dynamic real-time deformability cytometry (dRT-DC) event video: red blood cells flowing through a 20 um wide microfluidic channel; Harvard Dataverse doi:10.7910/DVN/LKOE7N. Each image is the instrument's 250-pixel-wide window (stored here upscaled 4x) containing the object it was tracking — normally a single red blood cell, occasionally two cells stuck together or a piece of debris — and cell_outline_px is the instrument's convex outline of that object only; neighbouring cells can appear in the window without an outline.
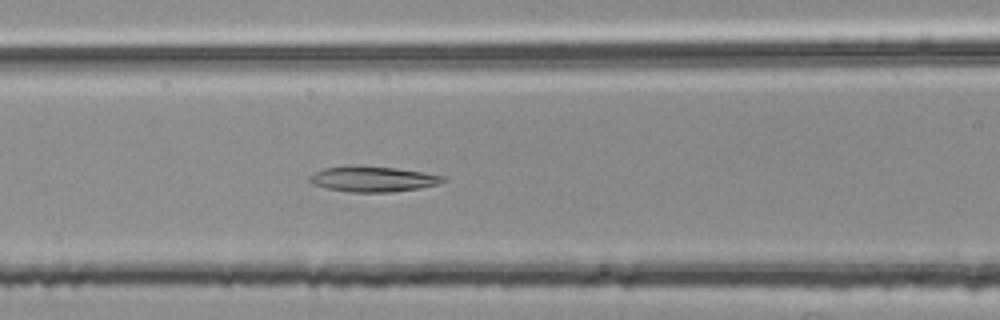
{"species": "common noctule bat (a hibernating species)", "species_latin": "Nyctalus noctula", "temperature_condition": "room temperature", "stored_images_in_passage": 40, "camera_frame_rate_fps": 3000, "um_per_image_px": 0.085, "animal": {"sex": "female", "body_mass_g": 25.1}, "frame": {"image": 1, "passage_image": 16, "time_ms": 5.0, "image_size_px": [1000, 320], "cell_outline_px": [[448, 180], [436, 184], [420, 188], [392, 192], [352, 192], [328, 188], [312, 184], [308, 180], [308, 176], [324, 168], [396, 168], [424, 172], [444, 176]], "centroid_in_image_um": [31.76, 15.26], "position_along_channel_um": 134.8, "area_um2": 18.96}}
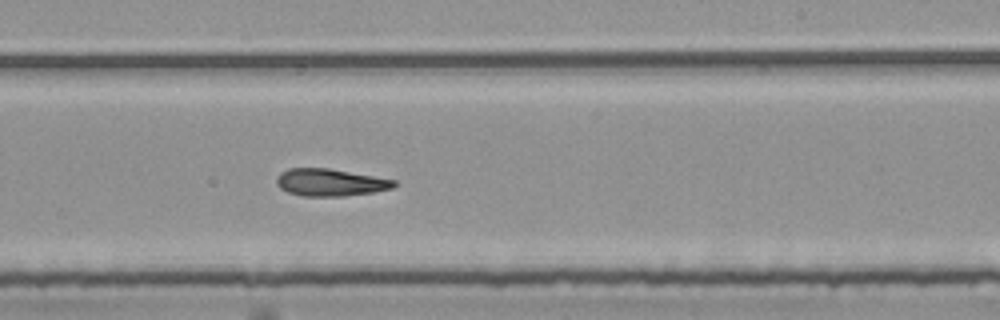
{"frame": {"image": 2, "passage_image": 26, "time_ms": 8.333, "image_size_px": [1000, 320], "cell_outline_px": [[396, 184], [392, 188], [372, 192], [344, 196], [304, 196], [288, 192], [280, 188], [276, 184], [276, 176], [280, 172], [288, 168], [328, 168], [396, 180]], "centroid_in_image_um": [28.02, 15.5], "position_along_channel_um": 261.0, "area_um2": 18.61}}
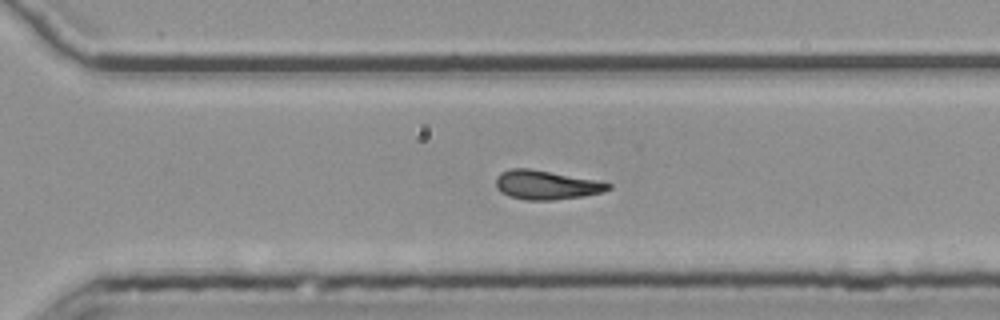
{"frame": {"image": 3, "passage_image": 31, "time_ms": 10.0, "image_size_px": [1000, 320], "cell_outline_px": [[612, 188], [604, 192], [584, 196], [552, 200], [524, 200], [508, 196], [500, 192], [496, 188], [496, 176], [500, 172], [512, 168], [528, 168], [596, 180], [612, 184]], "centroid_in_image_um": [46.41, 15.73], "position_along_channel_um": 324.2, "area_um2": 19.13}}